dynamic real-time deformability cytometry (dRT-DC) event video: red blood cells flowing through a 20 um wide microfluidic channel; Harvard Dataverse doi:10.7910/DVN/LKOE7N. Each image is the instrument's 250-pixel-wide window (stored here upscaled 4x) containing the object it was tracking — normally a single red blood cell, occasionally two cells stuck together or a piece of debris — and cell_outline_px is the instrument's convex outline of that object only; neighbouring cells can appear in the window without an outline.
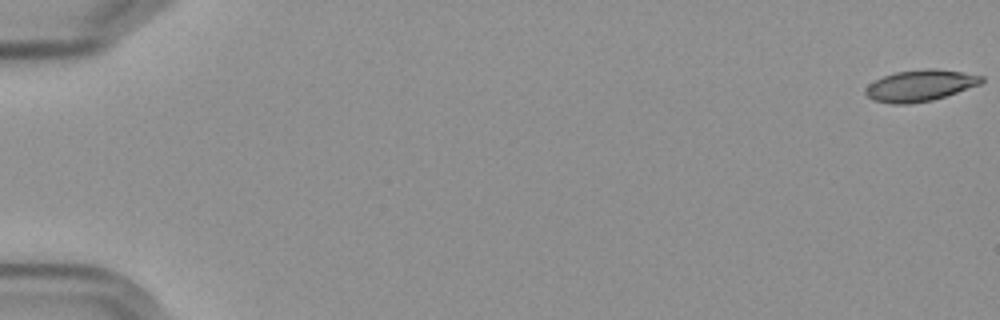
{"species": "Egyptian fruit bat (a non-hibernating species)", "species_latin": "Rousettus aegyptiacus", "temperature_condition": "cold", "stored_images_in_passage": 19, "camera_frame_rate_fps": 3000, "um_per_image_px": 0.085, "frame": {"image": 1, "passage_image": 1, "time_ms": 0.0, "image_size_px": [1000, 320], "cell_outline_px": [[984, 80], [980, 84], [932, 100], [908, 104], [892, 104], [872, 100], [864, 92], [868, 84], [884, 76], [896, 72], [928, 68], [936, 68], [964, 72], [984, 76]], "centroid_in_image_um": [78.21, 7.26], "position_along_channel_um": 6.8, "area_um2": 21.1}}
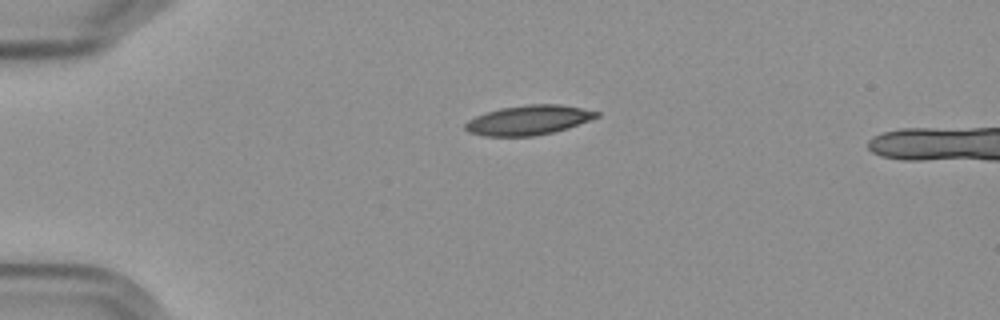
{"frame": {"image": 2, "passage_image": 15, "time_ms": 4.667, "image_size_px": [1000, 320], "cell_outline_px": [[600, 116], [568, 128], [552, 132], [532, 136], [484, 136], [468, 132], [464, 128], [464, 124], [468, 120], [476, 116], [500, 108], [528, 104], [560, 104], [600, 112]], "centroid_in_image_um": [44.91, 10.21], "position_along_channel_um": 40.1, "area_um2": 22.54}}